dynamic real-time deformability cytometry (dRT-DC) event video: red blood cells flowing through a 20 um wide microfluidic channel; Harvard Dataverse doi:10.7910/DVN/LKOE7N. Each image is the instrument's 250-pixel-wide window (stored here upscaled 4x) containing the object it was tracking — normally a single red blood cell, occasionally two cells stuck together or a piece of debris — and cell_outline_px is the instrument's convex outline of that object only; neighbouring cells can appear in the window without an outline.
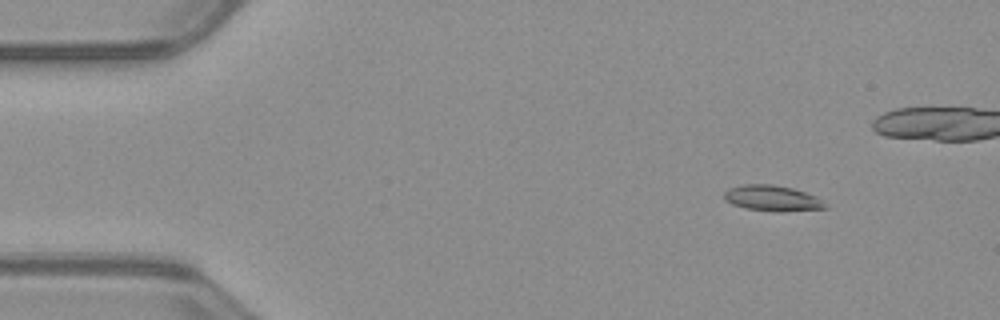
{"species": "common noctule bat (a hibernating species)", "species_latin": "Nyctalus noctula", "temperature_condition": "warm", "stored_images_in_passage": 45, "camera_frame_rate_fps": 3000, "um_per_image_px": 0.085, "animal": {"sex": "male", "body_mass_g": 23.1, "forearm_length_mm": 52.7}, "frame": {"image": 1, "passage_image": 7, "time_ms": 2.0, "image_size_px": [1000, 320], "cell_outline_px": [[828, 208], [784, 212], [776, 212], [744, 208], [732, 204], [724, 200], [724, 192], [728, 188], [744, 184], [772, 184], [792, 188], [816, 196], [824, 200]], "centroid_in_image_um": [65.65, 16.86], "position_along_channel_um": 19.4, "area_um2": 15.37}}
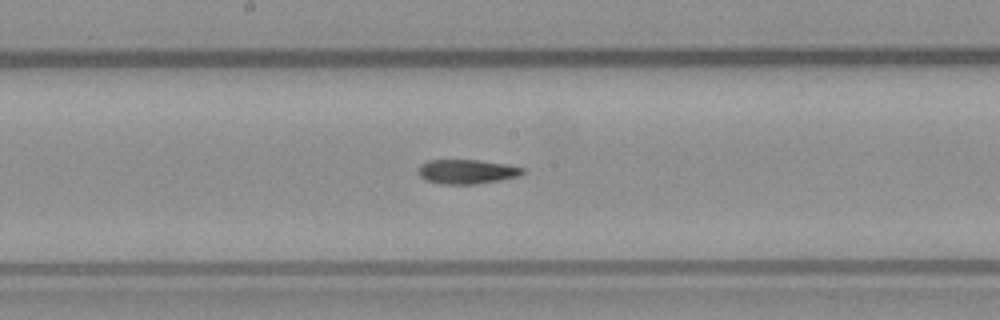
{"frame": {"image": 2, "passage_image": 28, "time_ms": 9.0, "image_size_px": [1000, 320], "cell_outline_px": [[524, 172], [520, 176], [500, 180], [476, 184], [440, 184], [424, 180], [416, 172], [420, 164], [428, 160], [476, 160], [504, 164], [524, 168]], "centroid_in_image_um": [39.62, 14.59], "position_along_channel_um": 208.6, "area_um2": 14.91}}
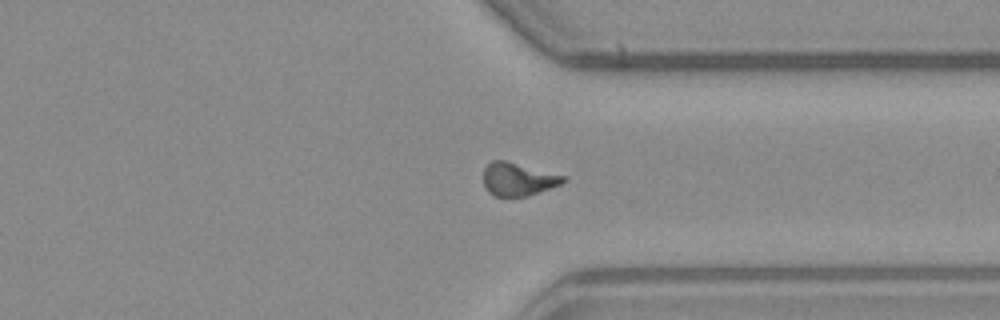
{"frame": {"image": 3, "passage_image": 40, "time_ms": 13.0, "image_size_px": [1000, 320], "cell_outline_px": [[564, 180], [560, 184], [528, 196], [492, 196], [484, 188], [484, 168], [492, 160], [504, 160], [564, 176]], "centroid_in_image_um": [43.96, 15.24], "position_along_channel_um": 367.4, "area_um2": 15.09}}